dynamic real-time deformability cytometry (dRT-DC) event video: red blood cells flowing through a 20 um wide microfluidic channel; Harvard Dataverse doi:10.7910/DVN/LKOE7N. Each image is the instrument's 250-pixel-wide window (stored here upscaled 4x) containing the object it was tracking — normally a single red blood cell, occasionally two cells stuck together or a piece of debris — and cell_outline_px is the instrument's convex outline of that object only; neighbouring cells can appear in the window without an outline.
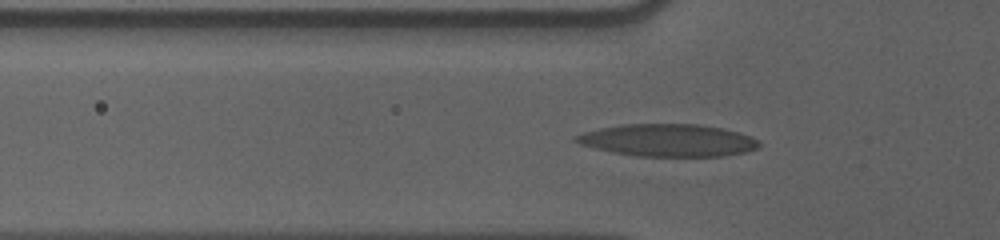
{"species": "human", "species_latin": "Homo sapiens", "temperature_condition": "cold", "stored_images_in_passage": 44, "camera_frame_rate_fps": 3000, "um_per_image_px": 0.085, "donor": {"sex": "male"}, "frame": {"image": 1, "passage_image": 12, "time_ms": 3.667, "image_size_px": [1000, 240], "cell_outline_px": [[760, 144], [756, 148], [744, 152], [724, 156], [636, 156], [612, 152], [580, 144], [572, 140], [572, 136], [584, 132], [600, 128], [620, 124], [696, 124], [720, 128], [736, 132], [760, 140]], "centroid_in_image_um": [56.72, 11.92], "position_along_channel_um": 69.1, "area_um2": 34.39}}
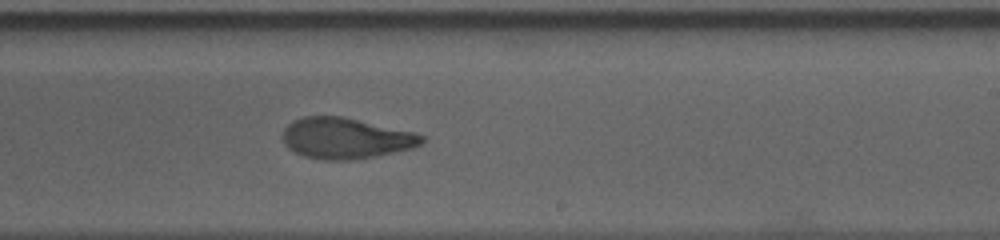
{"frame": {"image": 2, "passage_image": 28, "time_ms": 9.0, "image_size_px": [1000, 240], "cell_outline_px": [[424, 140], [420, 144], [412, 148], [376, 156], [352, 160], [324, 160], [304, 156], [288, 148], [284, 144], [284, 128], [292, 120], [304, 116], [340, 116], [416, 132], [424, 136]], "centroid_in_image_um": [29.39, 11.75], "position_along_channel_um": 259.6, "area_um2": 33.06}}
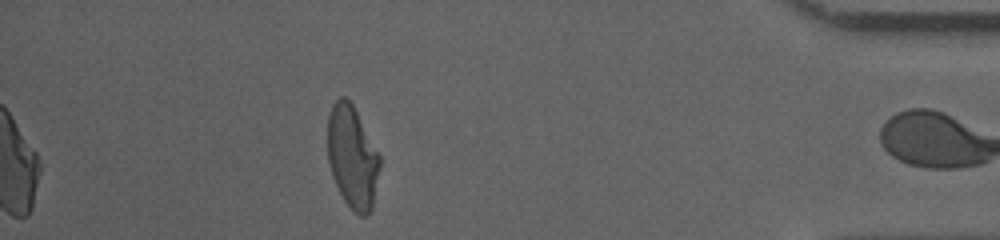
{"frame": {"image": 3, "passage_image": 44, "time_ms": 14.333, "image_size_px": [1000, 240], "cell_outline_px": [[380, 168], [372, 208], [368, 216], [360, 216], [344, 200], [332, 176], [328, 160], [328, 116], [332, 104], [340, 96], [344, 96], [352, 104], [380, 156]], "centroid_in_image_um": [29.95, 13.35], "position_along_channel_um": 405.3, "area_um2": 30.87}, "authors_computed_cell_mechanics": {"area_um2": 33.6396, "velocity_mm_per_s": 3.5741, "shape_relaxation_time_tau1_ms": 6.3179, "shape_relaxation_time_tau2_ms": 2.5237, "deformation_change_tau1": 0.2066, "deformation_change_tau2": 0.095}}